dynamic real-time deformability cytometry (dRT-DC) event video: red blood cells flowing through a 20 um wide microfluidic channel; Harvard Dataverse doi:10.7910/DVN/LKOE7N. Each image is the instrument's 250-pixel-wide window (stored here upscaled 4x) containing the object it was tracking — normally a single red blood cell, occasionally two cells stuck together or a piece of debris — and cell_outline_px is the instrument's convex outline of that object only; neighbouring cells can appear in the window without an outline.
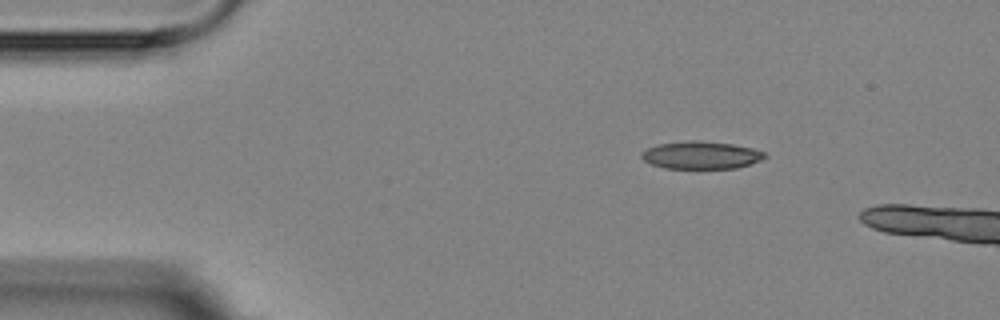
{"species": "Egyptian fruit bat (a non-hibernating species)", "species_latin": "Rousettus aegyptiacus", "temperature_condition": "room temperature", "stored_images_in_passage": 2, "camera_frame_rate_fps": 3000, "um_per_image_px": 0.085, "animal": {"sex": "female"}, "frame": {"image": 1, "passage_image": 1, "time_ms": 0.0, "image_size_px": [1000, 320], "cell_outline_px": [[768, 156], [764, 160], [736, 168], [664, 168], [652, 164], [644, 160], [640, 156], [640, 152], [656, 144], [688, 140], [696, 140], [732, 144], [752, 148], [764, 152]], "centroid_in_image_um": [59.6, 13.18], "position_along_channel_um": 25.4, "area_um2": 19.94}}